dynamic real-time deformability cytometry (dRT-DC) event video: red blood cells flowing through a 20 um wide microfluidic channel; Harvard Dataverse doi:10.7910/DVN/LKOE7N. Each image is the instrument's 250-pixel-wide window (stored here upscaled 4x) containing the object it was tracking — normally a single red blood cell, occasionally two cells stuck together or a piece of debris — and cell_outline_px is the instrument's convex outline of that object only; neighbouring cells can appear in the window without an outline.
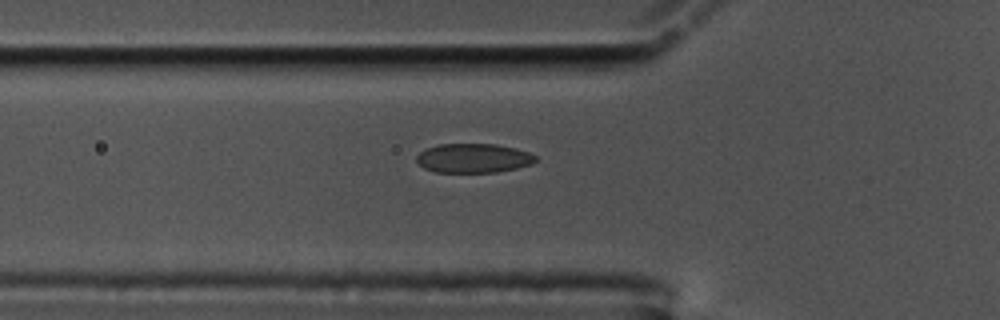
{"species": "common noctule bat (a hibernating species)", "species_latin": "Nyctalus noctula", "temperature_condition": "cold", "stored_images_in_passage": 42, "camera_frame_rate_fps": 3000, "um_per_image_px": 0.085, "animal": {"sex": "male", "body_mass_g": 17.5, "forearm_length_mm": 52.3}, "frame": {"image": 1, "passage_image": 7, "time_ms": 2.0, "image_size_px": [1000, 320], "cell_outline_px": [[536, 160], [532, 164], [516, 168], [496, 172], [436, 172], [424, 168], [416, 160], [416, 156], [420, 152], [436, 144], [496, 144], [516, 148], [528, 152], [536, 156]], "centroid_in_image_um": [40.24, 13.44], "position_along_channel_um": 85.6, "area_um2": 20.23}}
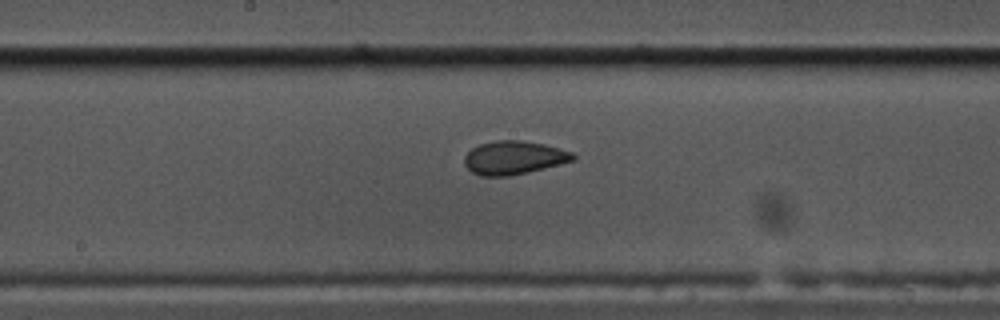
{"frame": {"image": 2, "passage_image": 17, "time_ms": 5.333, "image_size_px": [1000, 320], "cell_outline_px": [[576, 160], [528, 172], [508, 176], [480, 176], [472, 172], [464, 164], [464, 156], [472, 148], [480, 144], [496, 140], [520, 140], [544, 144], [560, 148], [572, 152], [576, 156]], "centroid_in_image_um": [43.68, 13.4], "position_along_channel_um": 204.5, "area_um2": 21.21}}
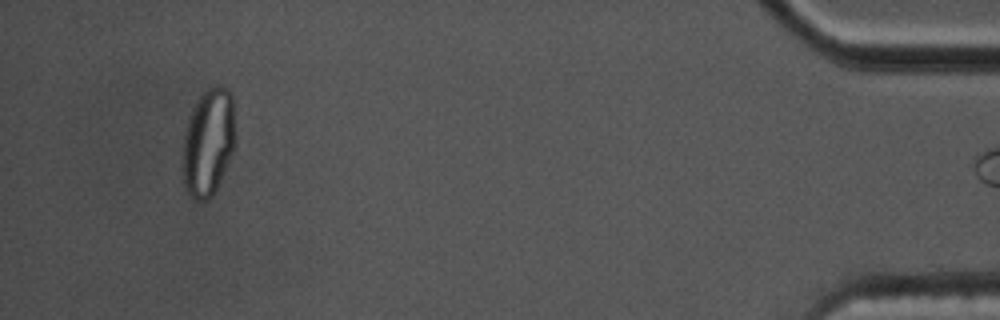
{"frame": {"image": 3, "passage_image": 41, "time_ms": 13.333, "image_size_px": [1000, 320], "cell_outline_px": [[236, 140], [232, 152], [216, 188], [212, 196], [204, 200], [196, 200], [184, 188], [180, 160], [184, 132], [192, 108], [196, 100], [208, 88], [216, 84], [220, 84], [228, 88], [232, 96], [236, 132]], "centroid_in_image_um": [17.68, 12.05], "position_along_channel_um": 417.5, "area_um2": 33.64}}